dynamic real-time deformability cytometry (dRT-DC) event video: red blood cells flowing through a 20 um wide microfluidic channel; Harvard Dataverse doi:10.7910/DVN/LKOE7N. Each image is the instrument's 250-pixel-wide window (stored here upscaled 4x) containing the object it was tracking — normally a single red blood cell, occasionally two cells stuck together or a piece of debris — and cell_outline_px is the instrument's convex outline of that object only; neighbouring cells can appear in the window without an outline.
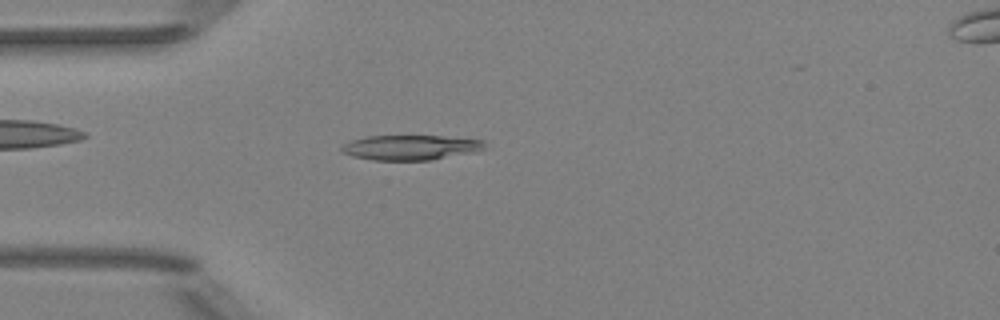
{"species": "Egyptian fruit bat (a non-hibernating species)", "species_latin": "Rousettus aegyptiacus", "temperature_condition": "room temperature", "stored_images_in_passage": 47, "camera_frame_rate_fps": 3000, "um_per_image_px": 0.085, "animal": {"sex": "female"}, "frame": {"image": 1, "passage_image": 13, "time_ms": 4.0, "image_size_px": [1000, 320], "cell_outline_px": [[484, 148], [476, 152], [432, 160], [372, 160], [352, 156], [340, 152], [340, 148], [344, 144], [352, 140], [368, 136], [444, 136], [484, 140]], "centroid_in_image_um": [34.89, 12.54], "position_along_channel_um": 50.1, "area_um2": 20.87}}
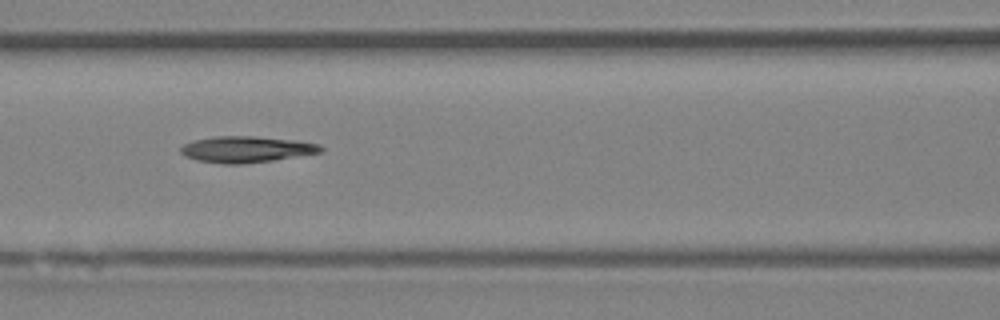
{"frame": {"image": 2, "passage_image": 21, "time_ms": 6.667, "image_size_px": [1000, 320], "cell_outline_px": [[324, 152], [272, 160], [240, 164], [224, 164], [196, 160], [184, 156], [180, 152], [180, 148], [184, 144], [196, 140], [212, 136], [256, 136], [296, 140], [320, 144], [324, 148]], "centroid_in_image_um": [20.96, 12.69], "position_along_channel_um": 145.6, "area_um2": 21.5}}
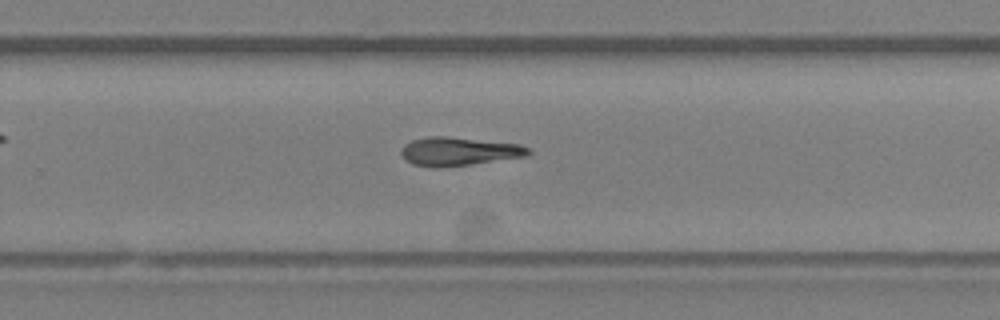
{"frame": {"image": 3, "passage_image": 32, "time_ms": 10.333, "image_size_px": [1000, 320], "cell_outline_px": [[532, 152], [528, 156], [468, 164], [412, 164], [400, 152], [400, 148], [404, 144], [412, 140], [428, 136], [448, 136], [520, 144], [532, 148]], "centroid_in_image_um": [39.09, 12.81], "position_along_channel_um": 290.7, "area_um2": 20.35}}